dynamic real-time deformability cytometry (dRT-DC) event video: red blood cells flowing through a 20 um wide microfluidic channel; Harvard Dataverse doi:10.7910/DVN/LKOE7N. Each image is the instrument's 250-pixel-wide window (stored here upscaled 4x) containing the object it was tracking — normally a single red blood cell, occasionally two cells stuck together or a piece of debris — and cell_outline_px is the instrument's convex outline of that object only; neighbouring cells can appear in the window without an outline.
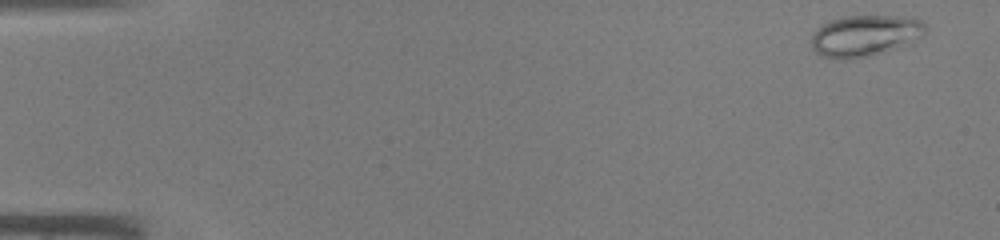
{"species": "common noctule bat (a hibernating species)", "species_latin": "Nyctalus noctula", "temperature_condition": "warm", "stored_images_in_passage": 45, "camera_frame_rate_fps": 3000, "um_per_image_px": 0.085, "animal": {"sex": "male", "body_mass_g": 19.0, "forearm_length_mm": 50.8}, "frame": {"image": 1, "passage_image": 2, "time_ms": 0.333, "image_size_px": [1000, 240], "cell_outline_px": [[924, 32], [912, 44], [864, 56], [824, 56], [816, 52], [812, 48], [812, 36], [824, 24], [832, 20], [844, 16], [896, 16], [920, 20], [924, 24]], "centroid_in_image_um": [73.57, 2.99], "position_along_channel_um": 11.4, "area_um2": 26.18}}
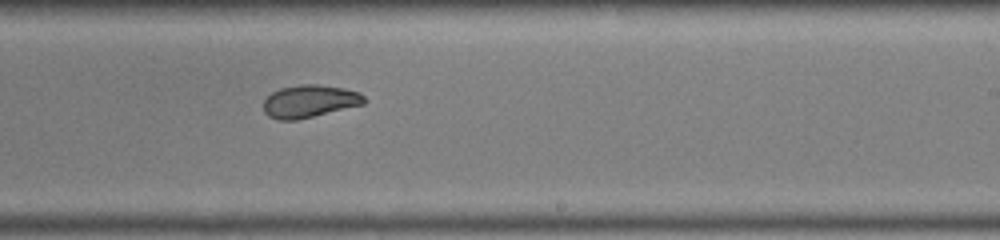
{"frame": {"image": 2, "passage_image": 28, "time_ms": 9.0, "image_size_px": [1000, 240], "cell_outline_px": [[368, 100], [364, 104], [296, 120], [276, 120], [268, 116], [264, 112], [264, 100], [272, 92], [280, 88], [300, 84], [320, 84], [344, 88], [360, 92]], "centroid_in_image_um": [26.32, 8.6], "position_along_channel_um": 262.7, "area_um2": 19.25}}
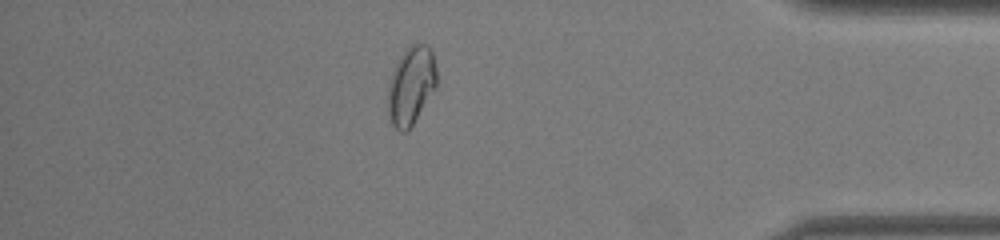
{"frame": {"image": 3, "passage_image": 39, "time_ms": 12.667, "image_size_px": [1000, 240], "cell_outline_px": [[436, 88], [412, 124], [404, 132], [400, 132], [392, 124], [388, 112], [388, 84], [392, 68], [396, 60], [412, 44], [424, 44], [432, 48], [436, 68]], "centroid_in_image_um": [34.93, 7.24], "position_along_channel_um": 400.3, "area_um2": 22.2}}